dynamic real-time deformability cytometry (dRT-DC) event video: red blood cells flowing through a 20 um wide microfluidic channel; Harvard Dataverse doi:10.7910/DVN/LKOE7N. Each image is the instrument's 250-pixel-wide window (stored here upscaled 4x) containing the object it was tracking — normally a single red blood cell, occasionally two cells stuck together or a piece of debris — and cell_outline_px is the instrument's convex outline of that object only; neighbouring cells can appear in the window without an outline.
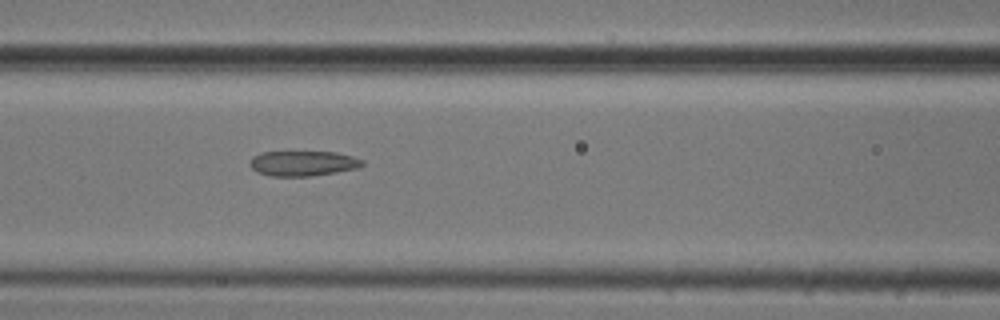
{"species": "common noctule bat (a hibernating species)", "species_latin": "Nyctalus noctula", "temperature_condition": "cold", "stored_images_in_passage": 37, "camera_frame_rate_fps": 3000, "um_per_image_px": 0.085, "animal": {"sex": "male", "body_mass_g": 20.5, "forearm_length_mm": 52.5}, "frame": {"image": 1, "passage_image": 6, "time_ms": 1.667, "image_size_px": [1000, 320], "cell_outline_px": [[364, 164], [356, 168], [336, 172], [308, 176], [272, 176], [256, 172], [248, 164], [252, 156], [260, 152], [336, 152], [352, 156], [364, 160]], "centroid_in_image_um": [25.71, 13.88], "position_along_channel_um": 140.9, "area_um2": 16.47}}
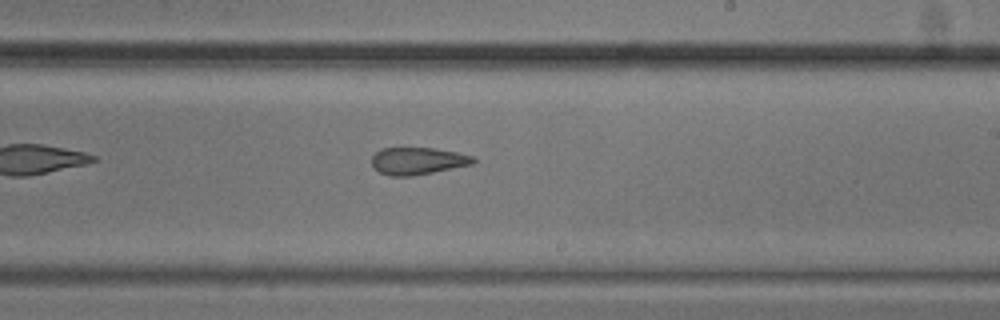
{"frame": {"image": 2, "passage_image": 15, "time_ms": 4.667, "image_size_px": [1000, 320], "cell_outline_px": [[476, 160], [472, 164], [412, 176], [388, 176], [380, 172], [372, 164], [372, 156], [380, 148], [432, 148], [456, 152], [476, 156]], "centroid_in_image_um": [35.51, 13.67], "position_along_channel_um": 253.5, "area_um2": 16.01}}
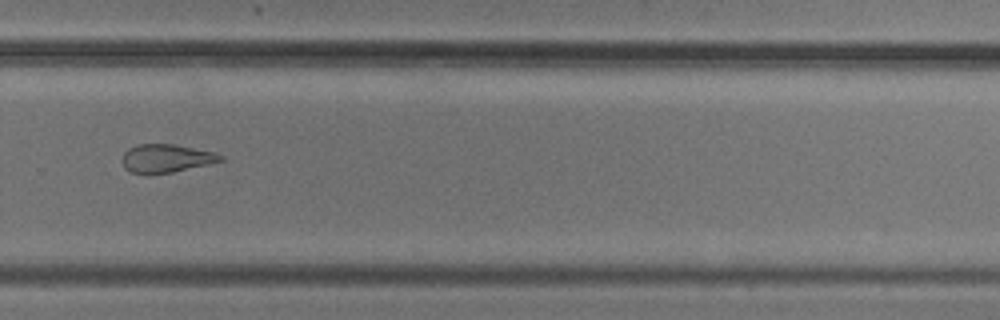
{"frame": {"image": 3, "passage_image": 20, "time_ms": 6.333, "image_size_px": [1000, 320], "cell_outline_px": [[224, 160], [208, 164], [172, 172], [148, 176], [144, 176], [128, 172], [124, 168], [120, 160], [124, 152], [128, 148], [136, 144], [172, 144], [212, 152], [224, 156]], "centroid_in_image_um": [14.01, 13.49], "position_along_channel_um": 315.8, "area_um2": 16.59}}